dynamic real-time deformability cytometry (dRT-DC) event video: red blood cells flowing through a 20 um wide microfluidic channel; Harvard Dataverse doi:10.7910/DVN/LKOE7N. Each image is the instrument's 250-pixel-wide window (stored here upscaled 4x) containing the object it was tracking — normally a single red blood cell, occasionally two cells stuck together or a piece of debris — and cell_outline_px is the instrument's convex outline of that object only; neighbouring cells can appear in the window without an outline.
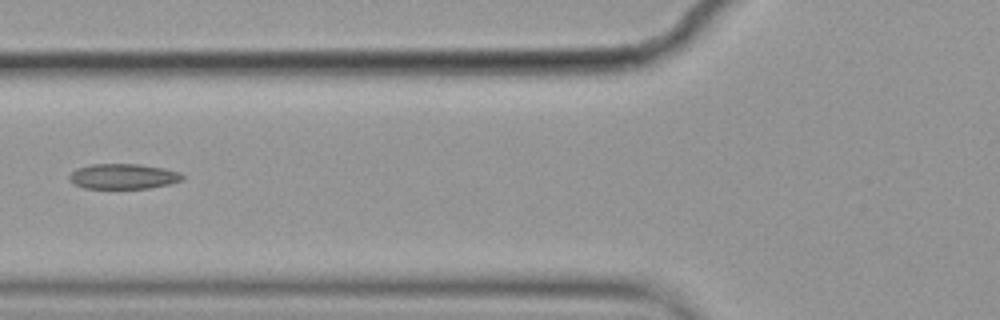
{"species": "common noctule bat (a hibernating species)", "species_latin": "Nyctalus noctula", "temperature_condition": "cold", "stored_images_in_passage": 5, "camera_frame_rate_fps": 3000, "um_per_image_px": 0.085, "animal": {"sex": "female", "body_mass_g": 19.9}, "frame": {"image": 1, "passage_image": 5, "time_ms": 1.333, "image_size_px": [1000, 320], "cell_outline_px": [[184, 176], [180, 180], [168, 184], [148, 188], [84, 188], [76, 184], [68, 176], [76, 168], [92, 164], [140, 164], [164, 168], [180, 172]], "centroid_in_image_um": [10.48, 14.98], "position_along_channel_um": 115.3, "area_um2": 16.42}}